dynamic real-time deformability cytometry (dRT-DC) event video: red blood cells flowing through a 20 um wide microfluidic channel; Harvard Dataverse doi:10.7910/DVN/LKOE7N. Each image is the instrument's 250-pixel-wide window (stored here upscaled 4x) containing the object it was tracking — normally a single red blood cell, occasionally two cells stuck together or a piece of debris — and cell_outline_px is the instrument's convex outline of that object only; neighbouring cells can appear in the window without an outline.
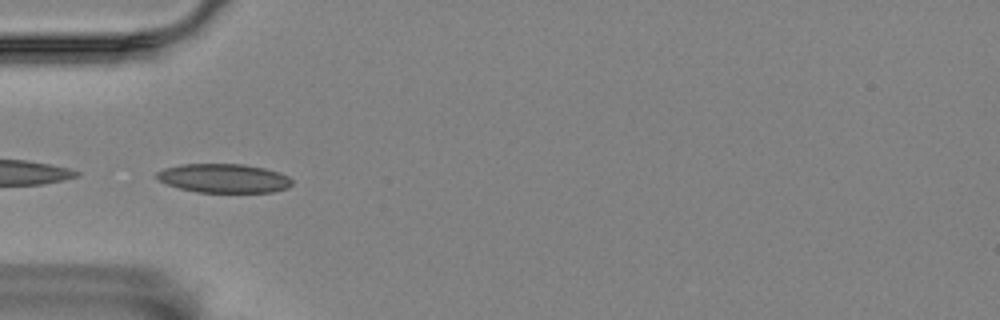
{"species": "Egyptian fruit bat (a non-hibernating species)", "species_latin": "Rousettus aegyptiacus", "temperature_condition": "room temperature", "stored_images_in_passage": 6, "camera_frame_rate_fps": 3000, "um_per_image_px": 0.085, "animal": {"sex": "female"}, "frame": {"image": 1, "passage_image": 5, "time_ms": 1.333, "image_size_px": [1000, 320], "cell_outline_px": [[292, 184], [288, 188], [272, 192], [196, 192], [180, 188], [168, 184], [160, 180], [156, 176], [156, 172], [164, 168], [180, 164], [244, 164], [264, 168], [280, 172], [288, 176], [292, 180]], "centroid_in_image_um": [19.05, 15.15], "position_along_channel_um": 66.0, "area_um2": 22.83}}